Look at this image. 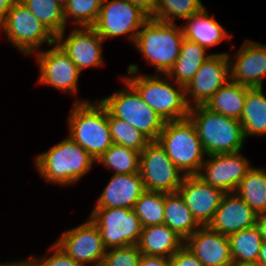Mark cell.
<instances>
[{
	"mask_svg": "<svg viewBox=\"0 0 266 266\" xmlns=\"http://www.w3.org/2000/svg\"><path fill=\"white\" fill-rule=\"evenodd\" d=\"M20 266H38L31 258L20 261Z\"/></svg>",
	"mask_w": 266,
	"mask_h": 266,
	"instance_id": "obj_44",
	"label": "cell"
},
{
	"mask_svg": "<svg viewBox=\"0 0 266 266\" xmlns=\"http://www.w3.org/2000/svg\"><path fill=\"white\" fill-rule=\"evenodd\" d=\"M204 5L201 0H156L153 19L175 23L174 19L187 20L192 15L202 11Z\"/></svg>",
	"mask_w": 266,
	"mask_h": 266,
	"instance_id": "obj_34",
	"label": "cell"
},
{
	"mask_svg": "<svg viewBox=\"0 0 266 266\" xmlns=\"http://www.w3.org/2000/svg\"><path fill=\"white\" fill-rule=\"evenodd\" d=\"M184 245L204 266L233 265L228 236L215 232L209 226L197 229Z\"/></svg>",
	"mask_w": 266,
	"mask_h": 266,
	"instance_id": "obj_19",
	"label": "cell"
},
{
	"mask_svg": "<svg viewBox=\"0 0 266 266\" xmlns=\"http://www.w3.org/2000/svg\"><path fill=\"white\" fill-rule=\"evenodd\" d=\"M103 0H70L64 8L66 24L73 17L78 27H93L98 20Z\"/></svg>",
	"mask_w": 266,
	"mask_h": 266,
	"instance_id": "obj_35",
	"label": "cell"
},
{
	"mask_svg": "<svg viewBox=\"0 0 266 266\" xmlns=\"http://www.w3.org/2000/svg\"><path fill=\"white\" fill-rule=\"evenodd\" d=\"M107 121L113 143L142 152L151 140L125 120L114 117L107 110Z\"/></svg>",
	"mask_w": 266,
	"mask_h": 266,
	"instance_id": "obj_33",
	"label": "cell"
},
{
	"mask_svg": "<svg viewBox=\"0 0 266 266\" xmlns=\"http://www.w3.org/2000/svg\"><path fill=\"white\" fill-rule=\"evenodd\" d=\"M257 214L236 193H225L213 221L208 225L215 232L229 236L256 225Z\"/></svg>",
	"mask_w": 266,
	"mask_h": 266,
	"instance_id": "obj_20",
	"label": "cell"
},
{
	"mask_svg": "<svg viewBox=\"0 0 266 266\" xmlns=\"http://www.w3.org/2000/svg\"><path fill=\"white\" fill-rule=\"evenodd\" d=\"M55 36L65 31L64 9L57 0H19Z\"/></svg>",
	"mask_w": 266,
	"mask_h": 266,
	"instance_id": "obj_31",
	"label": "cell"
},
{
	"mask_svg": "<svg viewBox=\"0 0 266 266\" xmlns=\"http://www.w3.org/2000/svg\"><path fill=\"white\" fill-rule=\"evenodd\" d=\"M256 226L259 229L263 241H266V213L257 215Z\"/></svg>",
	"mask_w": 266,
	"mask_h": 266,
	"instance_id": "obj_42",
	"label": "cell"
},
{
	"mask_svg": "<svg viewBox=\"0 0 266 266\" xmlns=\"http://www.w3.org/2000/svg\"><path fill=\"white\" fill-rule=\"evenodd\" d=\"M141 28L134 46L155 66L156 72L167 74L176 62L184 40L181 27L150 17Z\"/></svg>",
	"mask_w": 266,
	"mask_h": 266,
	"instance_id": "obj_5",
	"label": "cell"
},
{
	"mask_svg": "<svg viewBox=\"0 0 266 266\" xmlns=\"http://www.w3.org/2000/svg\"><path fill=\"white\" fill-rule=\"evenodd\" d=\"M104 2L106 0H103L98 20L93 26L96 32L103 40L130 32L128 37L134 43L139 29L150 17L129 0Z\"/></svg>",
	"mask_w": 266,
	"mask_h": 266,
	"instance_id": "obj_11",
	"label": "cell"
},
{
	"mask_svg": "<svg viewBox=\"0 0 266 266\" xmlns=\"http://www.w3.org/2000/svg\"><path fill=\"white\" fill-rule=\"evenodd\" d=\"M54 45L51 49L43 52L39 50L36 53L40 68L38 82L58 90L75 93L81 72L56 42Z\"/></svg>",
	"mask_w": 266,
	"mask_h": 266,
	"instance_id": "obj_14",
	"label": "cell"
},
{
	"mask_svg": "<svg viewBox=\"0 0 266 266\" xmlns=\"http://www.w3.org/2000/svg\"><path fill=\"white\" fill-rule=\"evenodd\" d=\"M239 153L206 155L208 160L204 161L201 168L205 172L201 171L198 176L225 193L235 192L240 181L252 168L249 161Z\"/></svg>",
	"mask_w": 266,
	"mask_h": 266,
	"instance_id": "obj_13",
	"label": "cell"
},
{
	"mask_svg": "<svg viewBox=\"0 0 266 266\" xmlns=\"http://www.w3.org/2000/svg\"><path fill=\"white\" fill-rule=\"evenodd\" d=\"M167 156L158 141H151L140 152V174L145 190L178 192L185 177ZM181 175V176H180Z\"/></svg>",
	"mask_w": 266,
	"mask_h": 266,
	"instance_id": "obj_10",
	"label": "cell"
},
{
	"mask_svg": "<svg viewBox=\"0 0 266 266\" xmlns=\"http://www.w3.org/2000/svg\"><path fill=\"white\" fill-rule=\"evenodd\" d=\"M171 266H204L184 245L170 257Z\"/></svg>",
	"mask_w": 266,
	"mask_h": 266,
	"instance_id": "obj_38",
	"label": "cell"
},
{
	"mask_svg": "<svg viewBox=\"0 0 266 266\" xmlns=\"http://www.w3.org/2000/svg\"><path fill=\"white\" fill-rule=\"evenodd\" d=\"M144 191L145 187L140 173L114 174L94 208L133 209Z\"/></svg>",
	"mask_w": 266,
	"mask_h": 266,
	"instance_id": "obj_21",
	"label": "cell"
},
{
	"mask_svg": "<svg viewBox=\"0 0 266 266\" xmlns=\"http://www.w3.org/2000/svg\"><path fill=\"white\" fill-rule=\"evenodd\" d=\"M206 50L196 42L184 38L179 56L165 76L171 79L175 78L176 84L186 86L202 64L212 56V54L206 55Z\"/></svg>",
	"mask_w": 266,
	"mask_h": 266,
	"instance_id": "obj_24",
	"label": "cell"
},
{
	"mask_svg": "<svg viewBox=\"0 0 266 266\" xmlns=\"http://www.w3.org/2000/svg\"><path fill=\"white\" fill-rule=\"evenodd\" d=\"M184 243L175 231L161 224L142 227L137 246L141 254L170 258Z\"/></svg>",
	"mask_w": 266,
	"mask_h": 266,
	"instance_id": "obj_22",
	"label": "cell"
},
{
	"mask_svg": "<svg viewBox=\"0 0 266 266\" xmlns=\"http://www.w3.org/2000/svg\"><path fill=\"white\" fill-rule=\"evenodd\" d=\"M59 2V4L63 7V9L65 8V6L68 4V2L70 0H57Z\"/></svg>",
	"mask_w": 266,
	"mask_h": 266,
	"instance_id": "obj_47",
	"label": "cell"
},
{
	"mask_svg": "<svg viewBox=\"0 0 266 266\" xmlns=\"http://www.w3.org/2000/svg\"><path fill=\"white\" fill-rule=\"evenodd\" d=\"M89 219L99 228L107 250L138 244L142 226L133 209L94 208Z\"/></svg>",
	"mask_w": 266,
	"mask_h": 266,
	"instance_id": "obj_9",
	"label": "cell"
},
{
	"mask_svg": "<svg viewBox=\"0 0 266 266\" xmlns=\"http://www.w3.org/2000/svg\"><path fill=\"white\" fill-rule=\"evenodd\" d=\"M188 118L207 155L241 152L245 136L239 120L213 112L204 105L191 107Z\"/></svg>",
	"mask_w": 266,
	"mask_h": 266,
	"instance_id": "obj_2",
	"label": "cell"
},
{
	"mask_svg": "<svg viewBox=\"0 0 266 266\" xmlns=\"http://www.w3.org/2000/svg\"><path fill=\"white\" fill-rule=\"evenodd\" d=\"M164 209V224L184 240L201 227L179 192L165 193Z\"/></svg>",
	"mask_w": 266,
	"mask_h": 266,
	"instance_id": "obj_25",
	"label": "cell"
},
{
	"mask_svg": "<svg viewBox=\"0 0 266 266\" xmlns=\"http://www.w3.org/2000/svg\"><path fill=\"white\" fill-rule=\"evenodd\" d=\"M262 89L247 87V96L240 118L245 139L248 135H266V96Z\"/></svg>",
	"mask_w": 266,
	"mask_h": 266,
	"instance_id": "obj_27",
	"label": "cell"
},
{
	"mask_svg": "<svg viewBox=\"0 0 266 266\" xmlns=\"http://www.w3.org/2000/svg\"><path fill=\"white\" fill-rule=\"evenodd\" d=\"M178 192L201 226H208L213 221L225 194L223 190L206 183L198 175L185 176Z\"/></svg>",
	"mask_w": 266,
	"mask_h": 266,
	"instance_id": "obj_16",
	"label": "cell"
},
{
	"mask_svg": "<svg viewBox=\"0 0 266 266\" xmlns=\"http://www.w3.org/2000/svg\"><path fill=\"white\" fill-rule=\"evenodd\" d=\"M141 252L137 245L107 250L101 266H138Z\"/></svg>",
	"mask_w": 266,
	"mask_h": 266,
	"instance_id": "obj_36",
	"label": "cell"
},
{
	"mask_svg": "<svg viewBox=\"0 0 266 266\" xmlns=\"http://www.w3.org/2000/svg\"><path fill=\"white\" fill-rule=\"evenodd\" d=\"M138 266H171L170 258L142 254Z\"/></svg>",
	"mask_w": 266,
	"mask_h": 266,
	"instance_id": "obj_39",
	"label": "cell"
},
{
	"mask_svg": "<svg viewBox=\"0 0 266 266\" xmlns=\"http://www.w3.org/2000/svg\"><path fill=\"white\" fill-rule=\"evenodd\" d=\"M235 59L229 55L230 80L249 88H262V79L266 77V45L246 40Z\"/></svg>",
	"mask_w": 266,
	"mask_h": 266,
	"instance_id": "obj_18",
	"label": "cell"
},
{
	"mask_svg": "<svg viewBox=\"0 0 266 266\" xmlns=\"http://www.w3.org/2000/svg\"><path fill=\"white\" fill-rule=\"evenodd\" d=\"M247 87L229 80L204 105L209 110L240 121Z\"/></svg>",
	"mask_w": 266,
	"mask_h": 266,
	"instance_id": "obj_26",
	"label": "cell"
},
{
	"mask_svg": "<svg viewBox=\"0 0 266 266\" xmlns=\"http://www.w3.org/2000/svg\"><path fill=\"white\" fill-rule=\"evenodd\" d=\"M257 263L260 264L261 266H266V241L262 242Z\"/></svg>",
	"mask_w": 266,
	"mask_h": 266,
	"instance_id": "obj_43",
	"label": "cell"
},
{
	"mask_svg": "<svg viewBox=\"0 0 266 266\" xmlns=\"http://www.w3.org/2000/svg\"><path fill=\"white\" fill-rule=\"evenodd\" d=\"M232 266H261L258 263H251V264H233Z\"/></svg>",
	"mask_w": 266,
	"mask_h": 266,
	"instance_id": "obj_46",
	"label": "cell"
},
{
	"mask_svg": "<svg viewBox=\"0 0 266 266\" xmlns=\"http://www.w3.org/2000/svg\"><path fill=\"white\" fill-rule=\"evenodd\" d=\"M64 31L56 36V43L70 57L79 71L103 64L101 44L104 41L94 27H79L64 39ZM64 39V42H63Z\"/></svg>",
	"mask_w": 266,
	"mask_h": 266,
	"instance_id": "obj_17",
	"label": "cell"
},
{
	"mask_svg": "<svg viewBox=\"0 0 266 266\" xmlns=\"http://www.w3.org/2000/svg\"><path fill=\"white\" fill-rule=\"evenodd\" d=\"M35 162L45 181L64 186L77 182L96 161L67 136L50 150L39 154Z\"/></svg>",
	"mask_w": 266,
	"mask_h": 266,
	"instance_id": "obj_4",
	"label": "cell"
},
{
	"mask_svg": "<svg viewBox=\"0 0 266 266\" xmlns=\"http://www.w3.org/2000/svg\"><path fill=\"white\" fill-rule=\"evenodd\" d=\"M125 84V88L100 102L114 117L125 120L151 141H157L165 122L128 82L125 81Z\"/></svg>",
	"mask_w": 266,
	"mask_h": 266,
	"instance_id": "obj_7",
	"label": "cell"
},
{
	"mask_svg": "<svg viewBox=\"0 0 266 266\" xmlns=\"http://www.w3.org/2000/svg\"><path fill=\"white\" fill-rule=\"evenodd\" d=\"M55 243L83 266H101L107 252L99 228L90 219L64 232Z\"/></svg>",
	"mask_w": 266,
	"mask_h": 266,
	"instance_id": "obj_12",
	"label": "cell"
},
{
	"mask_svg": "<svg viewBox=\"0 0 266 266\" xmlns=\"http://www.w3.org/2000/svg\"><path fill=\"white\" fill-rule=\"evenodd\" d=\"M18 0H0V25L5 21L7 13Z\"/></svg>",
	"mask_w": 266,
	"mask_h": 266,
	"instance_id": "obj_41",
	"label": "cell"
},
{
	"mask_svg": "<svg viewBox=\"0 0 266 266\" xmlns=\"http://www.w3.org/2000/svg\"><path fill=\"white\" fill-rule=\"evenodd\" d=\"M230 80L229 55L213 54L185 86V96L192 97L194 106L205 105L213 94Z\"/></svg>",
	"mask_w": 266,
	"mask_h": 266,
	"instance_id": "obj_15",
	"label": "cell"
},
{
	"mask_svg": "<svg viewBox=\"0 0 266 266\" xmlns=\"http://www.w3.org/2000/svg\"><path fill=\"white\" fill-rule=\"evenodd\" d=\"M68 117L69 137L96 161L113 144L107 109L99 101L76 100Z\"/></svg>",
	"mask_w": 266,
	"mask_h": 266,
	"instance_id": "obj_3",
	"label": "cell"
},
{
	"mask_svg": "<svg viewBox=\"0 0 266 266\" xmlns=\"http://www.w3.org/2000/svg\"><path fill=\"white\" fill-rule=\"evenodd\" d=\"M165 193L145 190L134 205L133 210L142 227L164 224Z\"/></svg>",
	"mask_w": 266,
	"mask_h": 266,
	"instance_id": "obj_32",
	"label": "cell"
},
{
	"mask_svg": "<svg viewBox=\"0 0 266 266\" xmlns=\"http://www.w3.org/2000/svg\"><path fill=\"white\" fill-rule=\"evenodd\" d=\"M185 21L188 23L181 28L184 38L196 42L201 47L208 49L223 39H230L227 31L219 22L209 16L206 8Z\"/></svg>",
	"mask_w": 266,
	"mask_h": 266,
	"instance_id": "obj_23",
	"label": "cell"
},
{
	"mask_svg": "<svg viewBox=\"0 0 266 266\" xmlns=\"http://www.w3.org/2000/svg\"><path fill=\"white\" fill-rule=\"evenodd\" d=\"M0 29L5 31L8 41L15 48L28 56L34 50L38 52L43 42L52 46L56 41V36L19 0L10 8Z\"/></svg>",
	"mask_w": 266,
	"mask_h": 266,
	"instance_id": "obj_8",
	"label": "cell"
},
{
	"mask_svg": "<svg viewBox=\"0 0 266 266\" xmlns=\"http://www.w3.org/2000/svg\"><path fill=\"white\" fill-rule=\"evenodd\" d=\"M233 264L257 263L263 239L257 226L228 236Z\"/></svg>",
	"mask_w": 266,
	"mask_h": 266,
	"instance_id": "obj_28",
	"label": "cell"
},
{
	"mask_svg": "<svg viewBox=\"0 0 266 266\" xmlns=\"http://www.w3.org/2000/svg\"><path fill=\"white\" fill-rule=\"evenodd\" d=\"M96 162L114 170V174L140 173V152L116 143H113Z\"/></svg>",
	"mask_w": 266,
	"mask_h": 266,
	"instance_id": "obj_30",
	"label": "cell"
},
{
	"mask_svg": "<svg viewBox=\"0 0 266 266\" xmlns=\"http://www.w3.org/2000/svg\"><path fill=\"white\" fill-rule=\"evenodd\" d=\"M135 6L139 7L149 17H153L155 14L156 0H129Z\"/></svg>",
	"mask_w": 266,
	"mask_h": 266,
	"instance_id": "obj_40",
	"label": "cell"
},
{
	"mask_svg": "<svg viewBox=\"0 0 266 266\" xmlns=\"http://www.w3.org/2000/svg\"><path fill=\"white\" fill-rule=\"evenodd\" d=\"M258 215L266 213V171L252 167L235 191Z\"/></svg>",
	"mask_w": 266,
	"mask_h": 266,
	"instance_id": "obj_29",
	"label": "cell"
},
{
	"mask_svg": "<svg viewBox=\"0 0 266 266\" xmlns=\"http://www.w3.org/2000/svg\"><path fill=\"white\" fill-rule=\"evenodd\" d=\"M49 249L52 251L54 250V252L47 259H42L41 257L40 259L31 257V259L38 266H83L65 253L56 243H54Z\"/></svg>",
	"mask_w": 266,
	"mask_h": 266,
	"instance_id": "obj_37",
	"label": "cell"
},
{
	"mask_svg": "<svg viewBox=\"0 0 266 266\" xmlns=\"http://www.w3.org/2000/svg\"><path fill=\"white\" fill-rule=\"evenodd\" d=\"M0 266H20V261L18 262H7V263H0Z\"/></svg>",
	"mask_w": 266,
	"mask_h": 266,
	"instance_id": "obj_45",
	"label": "cell"
},
{
	"mask_svg": "<svg viewBox=\"0 0 266 266\" xmlns=\"http://www.w3.org/2000/svg\"><path fill=\"white\" fill-rule=\"evenodd\" d=\"M157 141L184 176L201 172L207 154L189 118L165 122Z\"/></svg>",
	"mask_w": 266,
	"mask_h": 266,
	"instance_id": "obj_6",
	"label": "cell"
},
{
	"mask_svg": "<svg viewBox=\"0 0 266 266\" xmlns=\"http://www.w3.org/2000/svg\"><path fill=\"white\" fill-rule=\"evenodd\" d=\"M131 77H123L140 95L142 100L152 108L164 121H177L188 118L193 107L185 96V86L177 83V89L158 76L135 75L137 64H131L127 71ZM132 75L134 77H132Z\"/></svg>",
	"mask_w": 266,
	"mask_h": 266,
	"instance_id": "obj_1",
	"label": "cell"
}]
</instances>
